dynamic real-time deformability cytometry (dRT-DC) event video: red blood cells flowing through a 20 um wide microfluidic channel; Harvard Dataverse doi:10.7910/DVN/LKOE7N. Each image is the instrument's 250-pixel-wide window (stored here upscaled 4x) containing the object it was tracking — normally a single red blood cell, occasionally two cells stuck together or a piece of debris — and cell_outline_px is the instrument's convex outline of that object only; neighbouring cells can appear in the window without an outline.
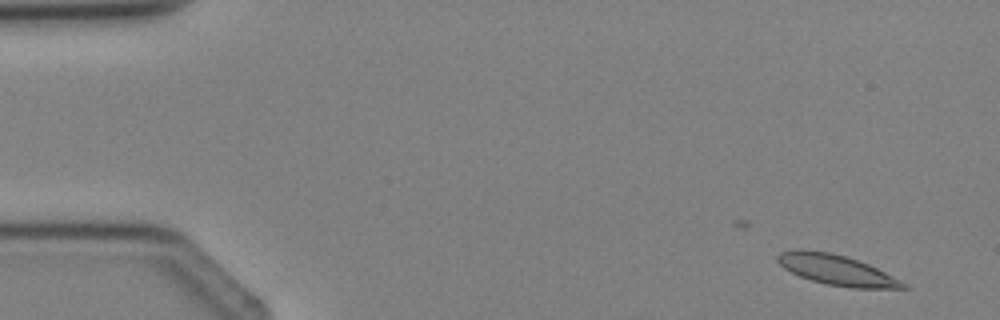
{"species": "Egyptian fruit bat (a non-hibernating species)", "species_latin": "Rousettus aegyptiacus", "temperature_condition": "cold", "stored_images_in_passage": 4, "camera_frame_rate_fps": 3000, "um_per_image_px": 0.085, "animal": {"sex": "female"}, "frame": {"image": 1, "passage_image": 1, "time_ms": 0.0, "image_size_px": [1000, 320], "cell_outline_px": [[908, 288], [852, 288], [828, 284], [812, 280], [800, 276], [784, 268], [776, 260], [776, 256], [780, 252], [828, 252], [844, 256], [868, 264], [908, 284]], "centroid_in_image_um": [71.17, 22.99], "position_along_channel_um": 13.8, "area_um2": 21.15}}
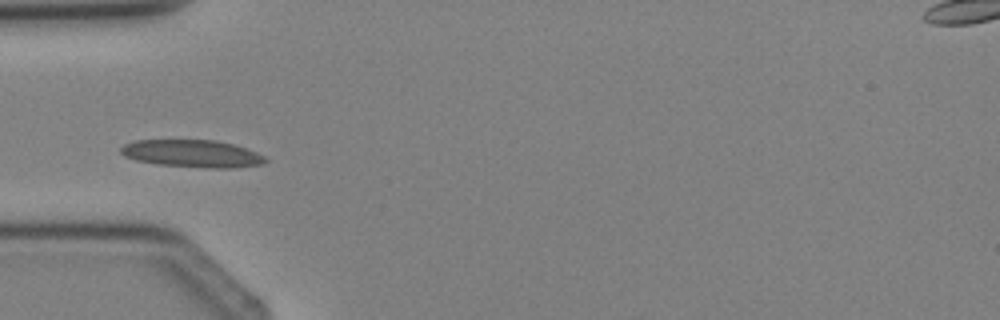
{"frame": {"image": 2, "passage_image": 4, "time_ms": 3.333, "image_size_px": [1000, 320], "cell_outline_px": [[268, 160], [264, 164], [232, 168], [208, 168], [156, 164], [136, 160], [124, 156], [120, 152], [120, 148], [124, 144], [136, 140], [216, 140], [232, 144], [256, 152], [264, 156]], "centroid_in_image_um": [16.33, 13.06], "position_along_channel_um": 68.7, "area_um2": 23.12}}